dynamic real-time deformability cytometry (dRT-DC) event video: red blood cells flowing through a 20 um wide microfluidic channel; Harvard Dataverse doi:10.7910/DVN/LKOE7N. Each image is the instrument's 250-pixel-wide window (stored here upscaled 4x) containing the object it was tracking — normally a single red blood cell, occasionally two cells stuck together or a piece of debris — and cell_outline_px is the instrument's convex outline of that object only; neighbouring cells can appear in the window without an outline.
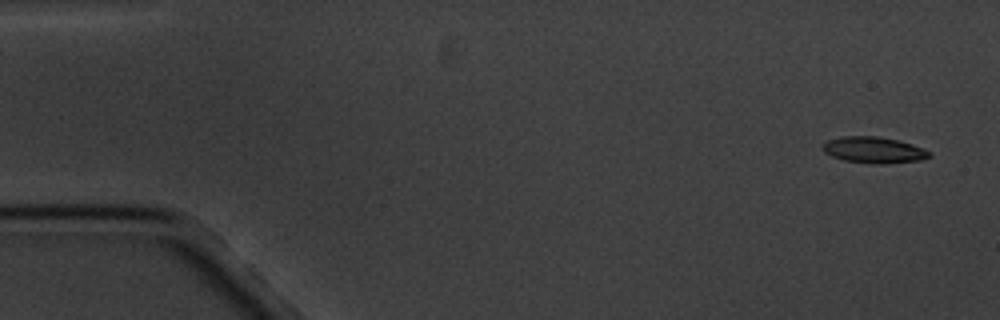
{"species": "common noctule bat (a hibernating species)", "species_latin": "Nyctalus noctula", "temperature_condition": "cold", "stored_images_in_passage": 5, "camera_frame_rate_fps": 3000, "um_per_image_px": 0.085, "animal": {"sex": "male", "body_mass_g": 20.1, "forearm_length_mm": 53.5}, "frame": {"image": 1, "passage_image": 1, "time_ms": 0.0, "image_size_px": [1000, 320], "cell_outline_px": [[932, 156], [920, 160], [876, 164], [872, 164], [844, 160], [832, 156], [824, 152], [820, 148], [828, 140], [840, 136], [876, 136], [896, 140], [912, 144], [924, 148], [932, 152]], "centroid_in_image_um": [74.27, 12.74], "position_along_channel_um": 10.7, "area_um2": 16.3}}
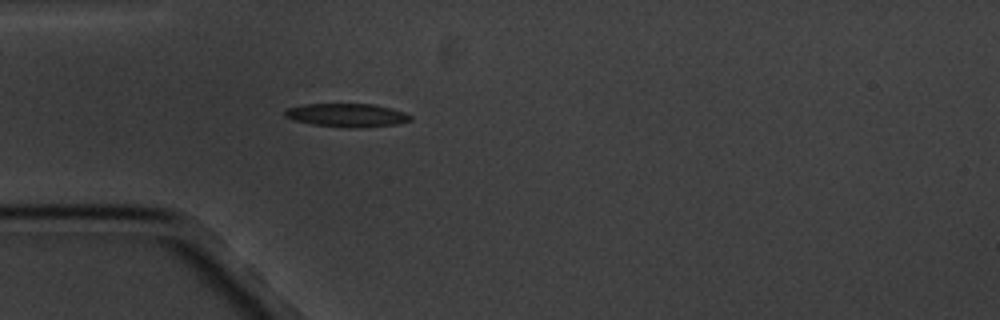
{"frame": {"image": 2, "passage_image": 5, "time_ms": 4.667, "image_size_px": [1000, 320], "cell_outline_px": [[412, 120], [396, 124], [360, 128], [348, 128], [312, 124], [292, 120], [284, 116], [284, 112], [288, 108], [304, 104], [376, 104], [392, 108], [404, 112], [412, 116]], "centroid_in_image_um": [29.5, 9.79], "position_along_channel_um": 55.5, "area_um2": 17.28}}